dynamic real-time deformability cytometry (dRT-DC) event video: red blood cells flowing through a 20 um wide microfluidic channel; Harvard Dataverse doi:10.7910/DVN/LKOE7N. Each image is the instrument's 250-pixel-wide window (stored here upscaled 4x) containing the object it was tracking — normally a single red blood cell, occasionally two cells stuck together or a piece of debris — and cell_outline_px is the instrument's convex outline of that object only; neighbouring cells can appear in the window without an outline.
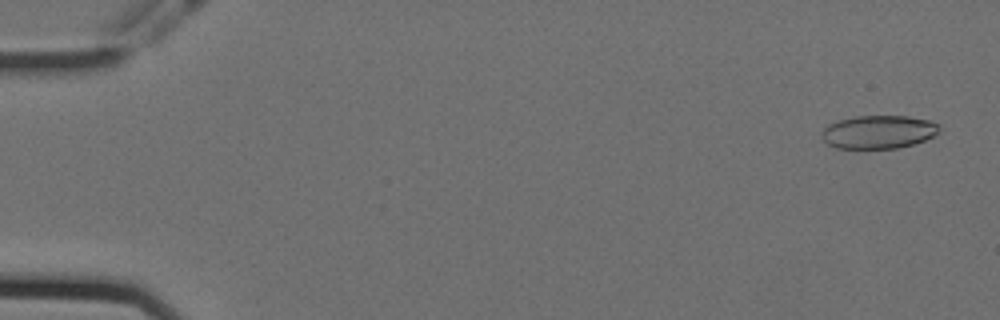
{"species": "Egyptian fruit bat (a non-hibernating species)", "species_latin": "Rousettus aegyptiacus", "temperature_condition": "cold", "stored_images_in_passage": 46, "camera_frame_rate_fps": 3000, "um_per_image_px": 0.085, "animal": {"sex": "female"}, "frame": {"image": 1, "passage_image": 3, "time_ms": 0.667, "image_size_px": [1000, 320], "cell_outline_px": [[940, 132], [924, 140], [912, 144], [896, 148], [836, 148], [828, 144], [824, 140], [824, 128], [828, 124], [840, 120], [856, 116], [908, 116], [928, 120], [936, 124], [940, 128]], "centroid_in_image_um": [74.69, 11.21], "position_along_channel_um": 10.3, "area_um2": 22.43}}
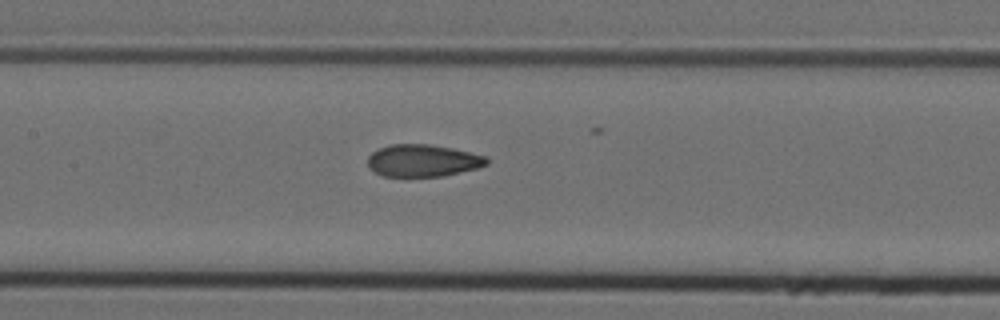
{"frame": {"image": 2, "passage_image": 28, "time_ms": 9.0, "image_size_px": [1000, 320], "cell_outline_px": [[488, 164], [476, 168], [444, 176], [384, 176], [376, 172], [368, 164], [368, 156], [372, 152], [388, 144], [428, 144], [452, 148], [484, 156], [488, 160]], "centroid_in_image_um": [35.93, 13.64], "position_along_channel_um": 171.5, "area_um2": 22.02}}
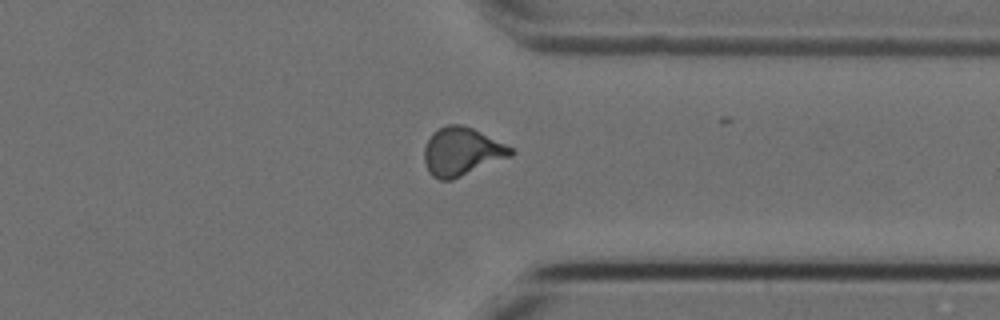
{"frame": {"image": 3, "passage_image": 45, "time_ms": 14.667, "image_size_px": [1000, 320], "cell_outline_px": [[516, 152], [512, 156], [452, 180], [440, 180], [432, 176], [428, 172], [424, 160], [424, 148], [432, 132], [448, 124], [460, 124], [472, 128], [512, 148]], "centroid_in_image_um": [39.23, 12.9], "position_along_channel_um": 372.2, "area_um2": 24.22}}